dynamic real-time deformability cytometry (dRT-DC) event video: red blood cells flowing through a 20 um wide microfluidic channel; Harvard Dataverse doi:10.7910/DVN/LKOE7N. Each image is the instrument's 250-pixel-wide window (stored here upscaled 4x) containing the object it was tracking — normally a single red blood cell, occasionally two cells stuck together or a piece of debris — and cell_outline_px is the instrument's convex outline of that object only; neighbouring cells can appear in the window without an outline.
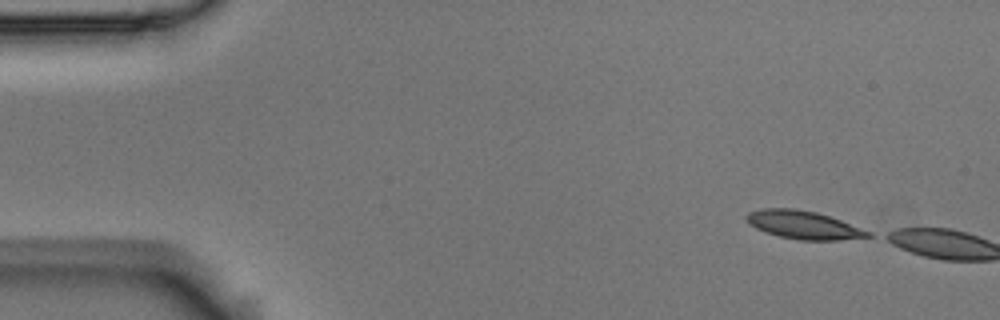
{"species": "Egyptian fruit bat (a non-hibernating species)", "species_latin": "Rousettus aegyptiacus", "temperature_condition": "room temperature", "stored_images_in_passage": 2, "camera_frame_rate_fps": 3000, "um_per_image_px": 0.085, "animal": {"sex": "male"}, "frame": {"image": 1, "passage_image": 1, "time_ms": 0.0, "image_size_px": [1000, 320], "cell_outline_px": [[872, 236], [840, 240], [800, 240], [780, 236], [764, 232], [748, 224], [744, 220], [744, 216], [748, 212], [760, 208], [792, 208], [816, 212], [840, 220], [872, 232]], "centroid_in_image_um": [68.24, 19.11], "position_along_channel_um": 16.8, "area_um2": 20.0}}